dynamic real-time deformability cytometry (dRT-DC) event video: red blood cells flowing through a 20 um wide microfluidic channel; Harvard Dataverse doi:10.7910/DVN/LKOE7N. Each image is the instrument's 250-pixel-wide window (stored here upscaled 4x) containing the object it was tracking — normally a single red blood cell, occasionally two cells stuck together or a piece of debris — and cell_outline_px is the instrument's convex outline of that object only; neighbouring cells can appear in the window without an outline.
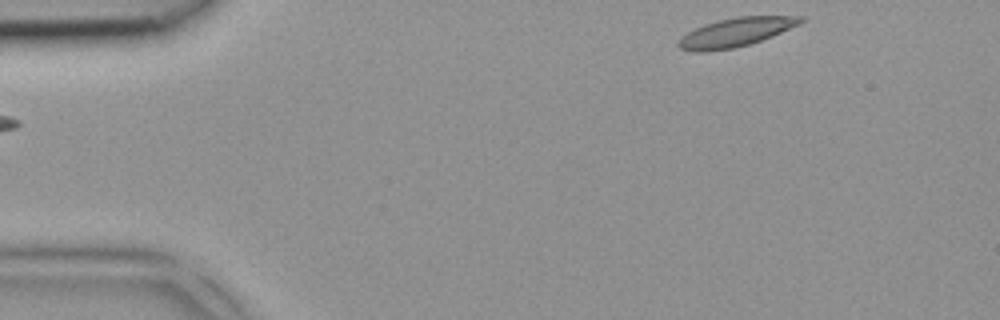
{"species": "common noctule bat (a hibernating species)", "species_latin": "Nyctalus noctula", "temperature_condition": "room temperature", "stored_images_in_passage": 4, "segment_of_instrument_passage": [2, 2], "camera_frame_rate_fps": 3000, "um_per_image_px": 0.085, "animal": {"sex": "female", "body_mass_g": 18.4}, "frame": {"image": 1, "passage_image": 4, "time_ms": 1.0, "image_size_px": [1000, 320], "cell_outline_px": [[804, 20], [800, 24], [772, 36], [748, 44], [732, 48], [704, 52], [692, 52], [680, 48], [676, 44], [688, 32], [704, 24], [720, 20], [740, 16], [804, 16]], "centroid_in_image_um": [62.55, 2.74], "position_along_channel_um": 22.5, "area_um2": 20.17}}